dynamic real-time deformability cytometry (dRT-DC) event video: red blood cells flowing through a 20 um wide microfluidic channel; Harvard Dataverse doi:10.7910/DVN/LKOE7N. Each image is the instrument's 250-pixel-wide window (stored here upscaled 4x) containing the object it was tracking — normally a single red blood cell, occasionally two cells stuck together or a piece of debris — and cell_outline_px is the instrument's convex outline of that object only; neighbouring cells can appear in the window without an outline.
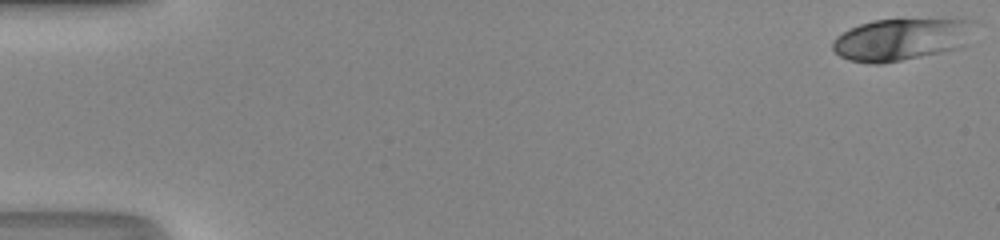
{"species": "human", "species_latin": "Homo sapiens", "temperature_condition": "room temperature", "stored_images_in_passage": 50, "camera_frame_rate_fps": 3000, "um_per_image_px": 0.085, "donor": {"sex": "male"}, "frame": {"image": 1, "passage_image": 1, "time_ms": 0.0, "image_size_px": [1000, 240], "cell_outline_px": [[972, 20], [956, 48], [940, 52], [880, 64], [868, 64], [848, 60], [840, 56], [832, 48], [832, 40], [836, 36], [848, 28], [872, 20]], "centroid_in_image_um": [76.34, 3.37], "position_along_channel_um": 8.7, "area_um2": 33.23}}
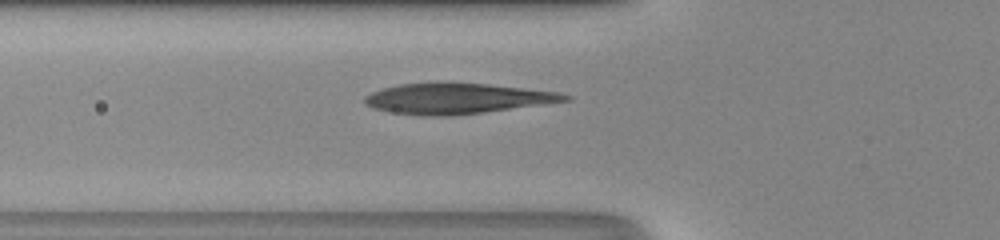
{"frame": {"image": 2, "passage_image": 19, "time_ms": 6.0, "image_size_px": [1000, 240], "cell_outline_px": [[572, 100], [544, 104], [484, 112], [452, 116], [420, 116], [388, 112], [372, 108], [364, 104], [364, 96], [380, 88], [400, 84], [488, 84], [560, 92], [572, 96]], "centroid_in_image_um": [38.83, 8.4], "position_along_channel_um": 87.0, "area_um2": 35.43}}
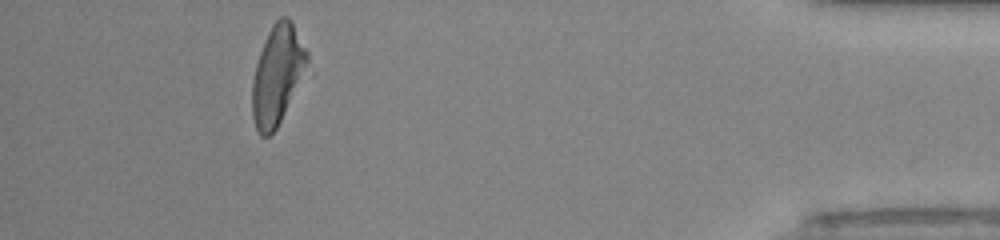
{"frame": {"image": 3, "passage_image": 46, "time_ms": 15.0, "image_size_px": [1000, 240], "cell_outline_px": [[312, 76], [276, 128], [268, 136], [260, 136], [256, 128], [252, 116], [252, 80], [256, 64], [260, 52], [268, 32], [272, 24], [280, 16], [288, 16], [308, 52], [312, 72]], "centroid_in_image_um": [23.69, 6.41], "position_along_channel_um": 411.5, "area_um2": 33.58}, "authors_computed_cell_mechanics": {"area_um2": 34.9979, "velocity_mm_per_s": 4.2296, "shape_relaxation_time_tau1_ms": 5.2474, "shape_relaxation_time_tau2_ms": 1.4583, "deformation_change_tau1": 0.2146, "deformation_change_tau2": 0.0866}}